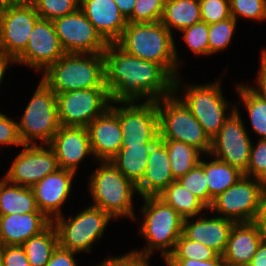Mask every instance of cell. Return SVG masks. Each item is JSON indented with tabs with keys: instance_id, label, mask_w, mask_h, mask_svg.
<instances>
[{
	"instance_id": "obj_1",
	"label": "cell",
	"mask_w": 266,
	"mask_h": 266,
	"mask_svg": "<svg viewBox=\"0 0 266 266\" xmlns=\"http://www.w3.org/2000/svg\"><path fill=\"white\" fill-rule=\"evenodd\" d=\"M111 102L158 101L174 93L175 78L160 64L135 57L116 43L103 52Z\"/></svg>"
},
{
	"instance_id": "obj_2",
	"label": "cell",
	"mask_w": 266,
	"mask_h": 266,
	"mask_svg": "<svg viewBox=\"0 0 266 266\" xmlns=\"http://www.w3.org/2000/svg\"><path fill=\"white\" fill-rule=\"evenodd\" d=\"M140 207L133 223L137 224L138 235L145 240L141 248L130 247V251L144 257L160 256L163 263L173 252L177 240L183 234L184 219L158 196H149L139 199ZM142 202V204H141ZM139 221V222H138ZM132 249V250H131Z\"/></svg>"
},
{
	"instance_id": "obj_3",
	"label": "cell",
	"mask_w": 266,
	"mask_h": 266,
	"mask_svg": "<svg viewBox=\"0 0 266 266\" xmlns=\"http://www.w3.org/2000/svg\"><path fill=\"white\" fill-rule=\"evenodd\" d=\"M228 67L226 64L223 72L213 81L186 83L183 74L174 80V93L190 109L210 139L219 133L224 122L235 111V100H228L223 91V78L228 75Z\"/></svg>"
},
{
	"instance_id": "obj_4",
	"label": "cell",
	"mask_w": 266,
	"mask_h": 266,
	"mask_svg": "<svg viewBox=\"0 0 266 266\" xmlns=\"http://www.w3.org/2000/svg\"><path fill=\"white\" fill-rule=\"evenodd\" d=\"M175 38L160 21L128 22L115 43L135 57L162 65L176 79L187 63L178 51L181 49L177 48Z\"/></svg>"
},
{
	"instance_id": "obj_5",
	"label": "cell",
	"mask_w": 266,
	"mask_h": 266,
	"mask_svg": "<svg viewBox=\"0 0 266 266\" xmlns=\"http://www.w3.org/2000/svg\"><path fill=\"white\" fill-rule=\"evenodd\" d=\"M95 165V170L88 171V204L102 209L117 222L127 219L132 223L140 199L136 185L110 161H96Z\"/></svg>"
},
{
	"instance_id": "obj_6",
	"label": "cell",
	"mask_w": 266,
	"mask_h": 266,
	"mask_svg": "<svg viewBox=\"0 0 266 266\" xmlns=\"http://www.w3.org/2000/svg\"><path fill=\"white\" fill-rule=\"evenodd\" d=\"M39 77L55 94L107 88L103 53H65Z\"/></svg>"
},
{
	"instance_id": "obj_7",
	"label": "cell",
	"mask_w": 266,
	"mask_h": 266,
	"mask_svg": "<svg viewBox=\"0 0 266 266\" xmlns=\"http://www.w3.org/2000/svg\"><path fill=\"white\" fill-rule=\"evenodd\" d=\"M82 210L79 208L72 214H63L52 221L58 235V244L78 254L90 255L94 246L100 244L108 232V227L115 223L105 211L86 203ZM81 210V211H80ZM74 215V216H73Z\"/></svg>"
},
{
	"instance_id": "obj_8",
	"label": "cell",
	"mask_w": 266,
	"mask_h": 266,
	"mask_svg": "<svg viewBox=\"0 0 266 266\" xmlns=\"http://www.w3.org/2000/svg\"><path fill=\"white\" fill-rule=\"evenodd\" d=\"M36 89L17 115L18 134L23 145L49 144L60 128L56 94L39 78Z\"/></svg>"
},
{
	"instance_id": "obj_9",
	"label": "cell",
	"mask_w": 266,
	"mask_h": 266,
	"mask_svg": "<svg viewBox=\"0 0 266 266\" xmlns=\"http://www.w3.org/2000/svg\"><path fill=\"white\" fill-rule=\"evenodd\" d=\"M159 138L184 142L209 154L211 139L190 109L175 94L157 101Z\"/></svg>"
},
{
	"instance_id": "obj_10",
	"label": "cell",
	"mask_w": 266,
	"mask_h": 266,
	"mask_svg": "<svg viewBox=\"0 0 266 266\" xmlns=\"http://www.w3.org/2000/svg\"><path fill=\"white\" fill-rule=\"evenodd\" d=\"M265 183L243 175L233 186L213 199L208 210L235 223L255 220Z\"/></svg>"
},
{
	"instance_id": "obj_11",
	"label": "cell",
	"mask_w": 266,
	"mask_h": 266,
	"mask_svg": "<svg viewBox=\"0 0 266 266\" xmlns=\"http://www.w3.org/2000/svg\"><path fill=\"white\" fill-rule=\"evenodd\" d=\"M56 98L61 126L87 127L112 103L107 88L67 91Z\"/></svg>"
},
{
	"instance_id": "obj_12",
	"label": "cell",
	"mask_w": 266,
	"mask_h": 266,
	"mask_svg": "<svg viewBox=\"0 0 266 266\" xmlns=\"http://www.w3.org/2000/svg\"><path fill=\"white\" fill-rule=\"evenodd\" d=\"M110 108L119 118L122 144L156 143L160 139L157 101L112 102Z\"/></svg>"
},
{
	"instance_id": "obj_13",
	"label": "cell",
	"mask_w": 266,
	"mask_h": 266,
	"mask_svg": "<svg viewBox=\"0 0 266 266\" xmlns=\"http://www.w3.org/2000/svg\"><path fill=\"white\" fill-rule=\"evenodd\" d=\"M253 138L241 116L234 111L224 122L219 133L211 139L209 154L247 176Z\"/></svg>"
},
{
	"instance_id": "obj_14",
	"label": "cell",
	"mask_w": 266,
	"mask_h": 266,
	"mask_svg": "<svg viewBox=\"0 0 266 266\" xmlns=\"http://www.w3.org/2000/svg\"><path fill=\"white\" fill-rule=\"evenodd\" d=\"M18 150L2 176L10 183L32 188L59 169L55 153L48 144L22 145Z\"/></svg>"
},
{
	"instance_id": "obj_15",
	"label": "cell",
	"mask_w": 266,
	"mask_h": 266,
	"mask_svg": "<svg viewBox=\"0 0 266 266\" xmlns=\"http://www.w3.org/2000/svg\"><path fill=\"white\" fill-rule=\"evenodd\" d=\"M40 16L33 4H5L0 13V51L12 62L25 50Z\"/></svg>"
},
{
	"instance_id": "obj_16",
	"label": "cell",
	"mask_w": 266,
	"mask_h": 266,
	"mask_svg": "<svg viewBox=\"0 0 266 266\" xmlns=\"http://www.w3.org/2000/svg\"><path fill=\"white\" fill-rule=\"evenodd\" d=\"M64 54L53 22L39 18L31 31L27 47L13 61V66L27 67L39 75Z\"/></svg>"
},
{
	"instance_id": "obj_17",
	"label": "cell",
	"mask_w": 266,
	"mask_h": 266,
	"mask_svg": "<svg viewBox=\"0 0 266 266\" xmlns=\"http://www.w3.org/2000/svg\"><path fill=\"white\" fill-rule=\"evenodd\" d=\"M52 22L65 53H103L109 44L79 8Z\"/></svg>"
},
{
	"instance_id": "obj_18",
	"label": "cell",
	"mask_w": 266,
	"mask_h": 266,
	"mask_svg": "<svg viewBox=\"0 0 266 266\" xmlns=\"http://www.w3.org/2000/svg\"><path fill=\"white\" fill-rule=\"evenodd\" d=\"M77 176L73 171L59 168L32 187L38 210L50 221L65 214L63 209L76 192L73 190Z\"/></svg>"
},
{
	"instance_id": "obj_19",
	"label": "cell",
	"mask_w": 266,
	"mask_h": 266,
	"mask_svg": "<svg viewBox=\"0 0 266 266\" xmlns=\"http://www.w3.org/2000/svg\"><path fill=\"white\" fill-rule=\"evenodd\" d=\"M48 145L54 151L61 169L81 174L79 169L83 168L82 163L89 159L94 164L96 162L87 127L60 126Z\"/></svg>"
},
{
	"instance_id": "obj_20",
	"label": "cell",
	"mask_w": 266,
	"mask_h": 266,
	"mask_svg": "<svg viewBox=\"0 0 266 266\" xmlns=\"http://www.w3.org/2000/svg\"><path fill=\"white\" fill-rule=\"evenodd\" d=\"M235 222L207 210L204 214L183 221V235L190 241L200 242L222 255Z\"/></svg>"
},
{
	"instance_id": "obj_21",
	"label": "cell",
	"mask_w": 266,
	"mask_h": 266,
	"mask_svg": "<svg viewBox=\"0 0 266 266\" xmlns=\"http://www.w3.org/2000/svg\"><path fill=\"white\" fill-rule=\"evenodd\" d=\"M89 140L96 161H109L121 149L123 133L119 118L109 107L88 126Z\"/></svg>"
},
{
	"instance_id": "obj_22",
	"label": "cell",
	"mask_w": 266,
	"mask_h": 266,
	"mask_svg": "<svg viewBox=\"0 0 266 266\" xmlns=\"http://www.w3.org/2000/svg\"><path fill=\"white\" fill-rule=\"evenodd\" d=\"M117 7L114 0H79V9L108 43H115L128 23Z\"/></svg>"
},
{
	"instance_id": "obj_23",
	"label": "cell",
	"mask_w": 266,
	"mask_h": 266,
	"mask_svg": "<svg viewBox=\"0 0 266 266\" xmlns=\"http://www.w3.org/2000/svg\"><path fill=\"white\" fill-rule=\"evenodd\" d=\"M175 181L168 150L164 142L159 139L151 148L145 174L136 185L140 198L158 196L167 186Z\"/></svg>"
},
{
	"instance_id": "obj_24",
	"label": "cell",
	"mask_w": 266,
	"mask_h": 266,
	"mask_svg": "<svg viewBox=\"0 0 266 266\" xmlns=\"http://www.w3.org/2000/svg\"><path fill=\"white\" fill-rule=\"evenodd\" d=\"M263 239L253 222L235 223L222 254L225 266H248Z\"/></svg>"
},
{
	"instance_id": "obj_25",
	"label": "cell",
	"mask_w": 266,
	"mask_h": 266,
	"mask_svg": "<svg viewBox=\"0 0 266 266\" xmlns=\"http://www.w3.org/2000/svg\"><path fill=\"white\" fill-rule=\"evenodd\" d=\"M51 223L42 212L0 215V246H21Z\"/></svg>"
},
{
	"instance_id": "obj_26",
	"label": "cell",
	"mask_w": 266,
	"mask_h": 266,
	"mask_svg": "<svg viewBox=\"0 0 266 266\" xmlns=\"http://www.w3.org/2000/svg\"><path fill=\"white\" fill-rule=\"evenodd\" d=\"M247 82L248 84L237 80L233 84L235 97H238L235 98L238 99L235 101V111L243 119L246 128L250 127L247 131L252 138L255 139L256 136V139H266V99L250 86L249 81ZM242 109L245 110L246 117L242 114Z\"/></svg>"
},
{
	"instance_id": "obj_27",
	"label": "cell",
	"mask_w": 266,
	"mask_h": 266,
	"mask_svg": "<svg viewBox=\"0 0 266 266\" xmlns=\"http://www.w3.org/2000/svg\"><path fill=\"white\" fill-rule=\"evenodd\" d=\"M154 144H122L118 153L109 161L137 185L145 174L148 155Z\"/></svg>"
},
{
	"instance_id": "obj_28",
	"label": "cell",
	"mask_w": 266,
	"mask_h": 266,
	"mask_svg": "<svg viewBox=\"0 0 266 266\" xmlns=\"http://www.w3.org/2000/svg\"><path fill=\"white\" fill-rule=\"evenodd\" d=\"M204 173L209 189V206L214 198L233 186L244 174L237 168L214 158L211 154H204L199 163Z\"/></svg>"
},
{
	"instance_id": "obj_29",
	"label": "cell",
	"mask_w": 266,
	"mask_h": 266,
	"mask_svg": "<svg viewBox=\"0 0 266 266\" xmlns=\"http://www.w3.org/2000/svg\"><path fill=\"white\" fill-rule=\"evenodd\" d=\"M40 212L32 188L8 182L0 177V215Z\"/></svg>"
},
{
	"instance_id": "obj_30",
	"label": "cell",
	"mask_w": 266,
	"mask_h": 266,
	"mask_svg": "<svg viewBox=\"0 0 266 266\" xmlns=\"http://www.w3.org/2000/svg\"><path fill=\"white\" fill-rule=\"evenodd\" d=\"M202 21L200 2L165 0L161 23L176 37L181 30Z\"/></svg>"
},
{
	"instance_id": "obj_31",
	"label": "cell",
	"mask_w": 266,
	"mask_h": 266,
	"mask_svg": "<svg viewBox=\"0 0 266 266\" xmlns=\"http://www.w3.org/2000/svg\"><path fill=\"white\" fill-rule=\"evenodd\" d=\"M158 197L170 205L183 219L204 214L208 207L177 180L167 186Z\"/></svg>"
},
{
	"instance_id": "obj_32",
	"label": "cell",
	"mask_w": 266,
	"mask_h": 266,
	"mask_svg": "<svg viewBox=\"0 0 266 266\" xmlns=\"http://www.w3.org/2000/svg\"><path fill=\"white\" fill-rule=\"evenodd\" d=\"M58 245L57 231L51 223L44 231L31 237L21 246L30 266H45Z\"/></svg>"
},
{
	"instance_id": "obj_33",
	"label": "cell",
	"mask_w": 266,
	"mask_h": 266,
	"mask_svg": "<svg viewBox=\"0 0 266 266\" xmlns=\"http://www.w3.org/2000/svg\"><path fill=\"white\" fill-rule=\"evenodd\" d=\"M167 150L170 160L172 175L175 180L184 176L194 166L200 163L204 155L200 150L184 142L161 139Z\"/></svg>"
},
{
	"instance_id": "obj_34",
	"label": "cell",
	"mask_w": 266,
	"mask_h": 266,
	"mask_svg": "<svg viewBox=\"0 0 266 266\" xmlns=\"http://www.w3.org/2000/svg\"><path fill=\"white\" fill-rule=\"evenodd\" d=\"M209 25L206 22H199L193 24L192 26L186 27L179 32L178 38H175V41L182 43L183 46L186 45L189 53H192V57L203 58L209 57ZM181 40V41H180Z\"/></svg>"
},
{
	"instance_id": "obj_35",
	"label": "cell",
	"mask_w": 266,
	"mask_h": 266,
	"mask_svg": "<svg viewBox=\"0 0 266 266\" xmlns=\"http://www.w3.org/2000/svg\"><path fill=\"white\" fill-rule=\"evenodd\" d=\"M238 25L239 23L232 16L223 21L209 24V58L230 49L234 41L233 37L235 38L237 35Z\"/></svg>"
},
{
	"instance_id": "obj_36",
	"label": "cell",
	"mask_w": 266,
	"mask_h": 266,
	"mask_svg": "<svg viewBox=\"0 0 266 266\" xmlns=\"http://www.w3.org/2000/svg\"><path fill=\"white\" fill-rule=\"evenodd\" d=\"M230 14L239 23L240 20L250 23L266 22V0H229Z\"/></svg>"
},
{
	"instance_id": "obj_37",
	"label": "cell",
	"mask_w": 266,
	"mask_h": 266,
	"mask_svg": "<svg viewBox=\"0 0 266 266\" xmlns=\"http://www.w3.org/2000/svg\"><path fill=\"white\" fill-rule=\"evenodd\" d=\"M219 254L200 242L190 241L183 234L176 242L175 249L167 259H196L207 261L215 259Z\"/></svg>"
},
{
	"instance_id": "obj_38",
	"label": "cell",
	"mask_w": 266,
	"mask_h": 266,
	"mask_svg": "<svg viewBox=\"0 0 266 266\" xmlns=\"http://www.w3.org/2000/svg\"><path fill=\"white\" fill-rule=\"evenodd\" d=\"M33 5L41 19L53 21L75 12L79 0H37Z\"/></svg>"
},
{
	"instance_id": "obj_39",
	"label": "cell",
	"mask_w": 266,
	"mask_h": 266,
	"mask_svg": "<svg viewBox=\"0 0 266 266\" xmlns=\"http://www.w3.org/2000/svg\"><path fill=\"white\" fill-rule=\"evenodd\" d=\"M177 181L188 191L196 195L207 207H209V189L204 168L198 164Z\"/></svg>"
},
{
	"instance_id": "obj_40",
	"label": "cell",
	"mask_w": 266,
	"mask_h": 266,
	"mask_svg": "<svg viewBox=\"0 0 266 266\" xmlns=\"http://www.w3.org/2000/svg\"><path fill=\"white\" fill-rule=\"evenodd\" d=\"M165 0H136L132 16L127 22L153 23L161 21Z\"/></svg>"
},
{
	"instance_id": "obj_41",
	"label": "cell",
	"mask_w": 266,
	"mask_h": 266,
	"mask_svg": "<svg viewBox=\"0 0 266 266\" xmlns=\"http://www.w3.org/2000/svg\"><path fill=\"white\" fill-rule=\"evenodd\" d=\"M247 176L266 184V139L253 140Z\"/></svg>"
},
{
	"instance_id": "obj_42",
	"label": "cell",
	"mask_w": 266,
	"mask_h": 266,
	"mask_svg": "<svg viewBox=\"0 0 266 266\" xmlns=\"http://www.w3.org/2000/svg\"><path fill=\"white\" fill-rule=\"evenodd\" d=\"M201 18L208 25L231 17L229 0H200Z\"/></svg>"
},
{
	"instance_id": "obj_43",
	"label": "cell",
	"mask_w": 266,
	"mask_h": 266,
	"mask_svg": "<svg viewBox=\"0 0 266 266\" xmlns=\"http://www.w3.org/2000/svg\"><path fill=\"white\" fill-rule=\"evenodd\" d=\"M0 107V148L19 149L23 144L18 134L17 120ZM18 147V148H17Z\"/></svg>"
},
{
	"instance_id": "obj_44",
	"label": "cell",
	"mask_w": 266,
	"mask_h": 266,
	"mask_svg": "<svg viewBox=\"0 0 266 266\" xmlns=\"http://www.w3.org/2000/svg\"><path fill=\"white\" fill-rule=\"evenodd\" d=\"M125 251V253L117 254V256L110 253L97 262L95 266H151L152 258L141 256L129 249ZM152 266L154 265L152 264Z\"/></svg>"
},
{
	"instance_id": "obj_45",
	"label": "cell",
	"mask_w": 266,
	"mask_h": 266,
	"mask_svg": "<svg viewBox=\"0 0 266 266\" xmlns=\"http://www.w3.org/2000/svg\"><path fill=\"white\" fill-rule=\"evenodd\" d=\"M3 266H30L25 250L19 245L1 246Z\"/></svg>"
},
{
	"instance_id": "obj_46",
	"label": "cell",
	"mask_w": 266,
	"mask_h": 266,
	"mask_svg": "<svg viewBox=\"0 0 266 266\" xmlns=\"http://www.w3.org/2000/svg\"><path fill=\"white\" fill-rule=\"evenodd\" d=\"M80 257V254L64 249L58 245L45 266H80L81 261H78Z\"/></svg>"
},
{
	"instance_id": "obj_47",
	"label": "cell",
	"mask_w": 266,
	"mask_h": 266,
	"mask_svg": "<svg viewBox=\"0 0 266 266\" xmlns=\"http://www.w3.org/2000/svg\"><path fill=\"white\" fill-rule=\"evenodd\" d=\"M258 68L254 81L251 80L250 86L266 99V45L261 46ZM255 84V85H254Z\"/></svg>"
},
{
	"instance_id": "obj_48",
	"label": "cell",
	"mask_w": 266,
	"mask_h": 266,
	"mask_svg": "<svg viewBox=\"0 0 266 266\" xmlns=\"http://www.w3.org/2000/svg\"><path fill=\"white\" fill-rule=\"evenodd\" d=\"M166 266H225L222 255H218L215 259L207 261H199L194 259H166Z\"/></svg>"
},
{
	"instance_id": "obj_49",
	"label": "cell",
	"mask_w": 266,
	"mask_h": 266,
	"mask_svg": "<svg viewBox=\"0 0 266 266\" xmlns=\"http://www.w3.org/2000/svg\"><path fill=\"white\" fill-rule=\"evenodd\" d=\"M253 223L258 227L263 238L266 240V185L262 191L258 212Z\"/></svg>"
},
{
	"instance_id": "obj_50",
	"label": "cell",
	"mask_w": 266,
	"mask_h": 266,
	"mask_svg": "<svg viewBox=\"0 0 266 266\" xmlns=\"http://www.w3.org/2000/svg\"><path fill=\"white\" fill-rule=\"evenodd\" d=\"M12 66L13 62L0 51V93L2 91V87L4 86L3 83H5V79L6 82H8L7 79H9V77L6 78V76L9 72H12V70H10Z\"/></svg>"
},
{
	"instance_id": "obj_51",
	"label": "cell",
	"mask_w": 266,
	"mask_h": 266,
	"mask_svg": "<svg viewBox=\"0 0 266 266\" xmlns=\"http://www.w3.org/2000/svg\"><path fill=\"white\" fill-rule=\"evenodd\" d=\"M248 266H266V240L263 239Z\"/></svg>"
},
{
	"instance_id": "obj_52",
	"label": "cell",
	"mask_w": 266,
	"mask_h": 266,
	"mask_svg": "<svg viewBox=\"0 0 266 266\" xmlns=\"http://www.w3.org/2000/svg\"><path fill=\"white\" fill-rule=\"evenodd\" d=\"M117 8L122 13V15L125 17L126 20H128L133 13L134 10V4L136 0H114Z\"/></svg>"
},
{
	"instance_id": "obj_53",
	"label": "cell",
	"mask_w": 266,
	"mask_h": 266,
	"mask_svg": "<svg viewBox=\"0 0 266 266\" xmlns=\"http://www.w3.org/2000/svg\"><path fill=\"white\" fill-rule=\"evenodd\" d=\"M37 0H19V4H34Z\"/></svg>"
},
{
	"instance_id": "obj_54",
	"label": "cell",
	"mask_w": 266,
	"mask_h": 266,
	"mask_svg": "<svg viewBox=\"0 0 266 266\" xmlns=\"http://www.w3.org/2000/svg\"><path fill=\"white\" fill-rule=\"evenodd\" d=\"M4 5L5 4H13V3H19V0H0Z\"/></svg>"
},
{
	"instance_id": "obj_55",
	"label": "cell",
	"mask_w": 266,
	"mask_h": 266,
	"mask_svg": "<svg viewBox=\"0 0 266 266\" xmlns=\"http://www.w3.org/2000/svg\"><path fill=\"white\" fill-rule=\"evenodd\" d=\"M0 266H3L2 253H1V246H0Z\"/></svg>"
},
{
	"instance_id": "obj_56",
	"label": "cell",
	"mask_w": 266,
	"mask_h": 266,
	"mask_svg": "<svg viewBox=\"0 0 266 266\" xmlns=\"http://www.w3.org/2000/svg\"><path fill=\"white\" fill-rule=\"evenodd\" d=\"M188 1H192V2H200V0H188Z\"/></svg>"
},
{
	"instance_id": "obj_57",
	"label": "cell",
	"mask_w": 266,
	"mask_h": 266,
	"mask_svg": "<svg viewBox=\"0 0 266 266\" xmlns=\"http://www.w3.org/2000/svg\"><path fill=\"white\" fill-rule=\"evenodd\" d=\"M3 5H4V4H0V13H1V9H2Z\"/></svg>"
}]
</instances>
